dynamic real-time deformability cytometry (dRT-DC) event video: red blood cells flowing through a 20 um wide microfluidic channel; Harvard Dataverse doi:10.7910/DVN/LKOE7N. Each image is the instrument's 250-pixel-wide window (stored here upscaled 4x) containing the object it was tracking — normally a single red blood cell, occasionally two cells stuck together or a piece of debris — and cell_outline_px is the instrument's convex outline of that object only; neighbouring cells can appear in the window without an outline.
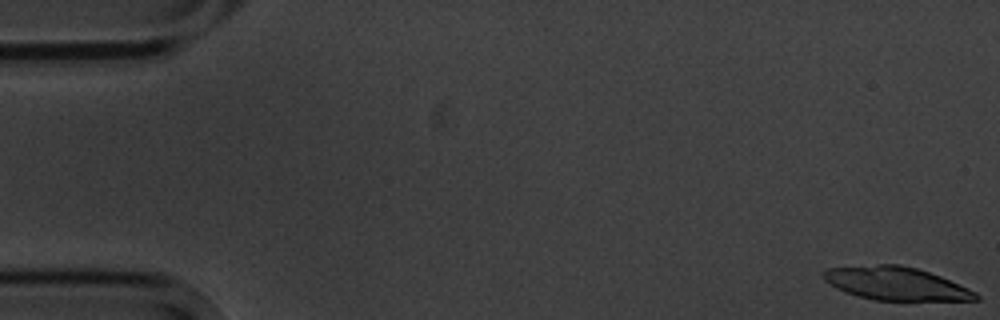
{"species": "common noctule bat (a hibernating species)", "species_latin": "Nyctalus noctula", "temperature_condition": "cold", "stored_images_in_passage": 6, "segment_of_instrument_passage": [1, 2], "camera_frame_rate_fps": 3000, "um_per_image_px": 0.085, "animal": {"sex": "male", "body_mass_g": 20.1, "forearm_length_mm": 53.5}, "frame": {"image": 1, "passage_image": 1, "time_ms": 0.0, "image_size_px": [1000, 320], "cell_outline_px": [[980, 300], [872, 300], [856, 296], [836, 288], [824, 280], [820, 276], [828, 268], [876, 264], [900, 264], [916, 268], [940, 276], [968, 288], [976, 292], [980, 296]], "centroid_in_image_um": [76.13, 24.1], "position_along_channel_um": 8.9, "area_um2": 29.42}}